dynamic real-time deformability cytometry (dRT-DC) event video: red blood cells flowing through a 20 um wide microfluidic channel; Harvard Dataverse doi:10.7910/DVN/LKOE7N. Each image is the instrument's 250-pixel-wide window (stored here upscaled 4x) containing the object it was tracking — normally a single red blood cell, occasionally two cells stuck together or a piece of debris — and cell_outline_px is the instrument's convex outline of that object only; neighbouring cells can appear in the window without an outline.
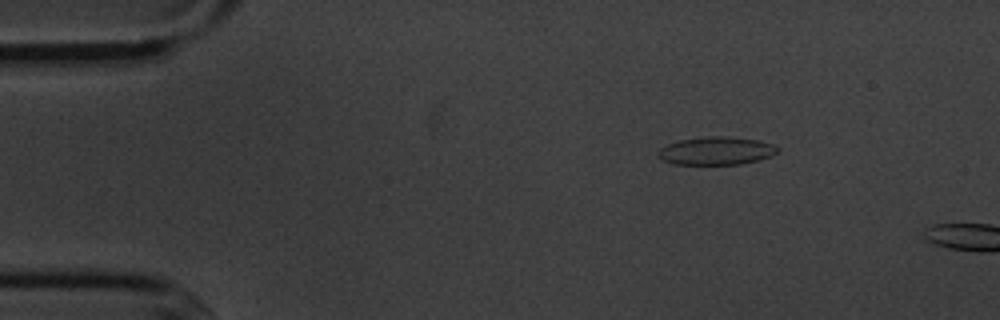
{"species": "common noctule bat (a hibernating species)", "species_latin": "Nyctalus noctula", "temperature_condition": "cold", "stored_images_in_passage": 4, "camera_frame_rate_fps": 3000, "um_per_image_px": 0.085, "animal": {"sex": "male", "body_mass_g": 20.1, "forearm_length_mm": 53.5}, "frame": {"image": 1, "passage_image": 1, "time_ms": 0.0, "image_size_px": [1000, 320], "cell_outline_px": [[780, 148], [772, 156], [740, 164], [672, 164], [660, 160], [656, 156], [656, 152], [660, 148], [668, 144], [680, 140], [708, 136], [724, 136], [756, 140], [772, 144]], "centroid_in_image_um": [60.82, 12.83], "position_along_channel_um": 24.2, "area_um2": 19.48}}